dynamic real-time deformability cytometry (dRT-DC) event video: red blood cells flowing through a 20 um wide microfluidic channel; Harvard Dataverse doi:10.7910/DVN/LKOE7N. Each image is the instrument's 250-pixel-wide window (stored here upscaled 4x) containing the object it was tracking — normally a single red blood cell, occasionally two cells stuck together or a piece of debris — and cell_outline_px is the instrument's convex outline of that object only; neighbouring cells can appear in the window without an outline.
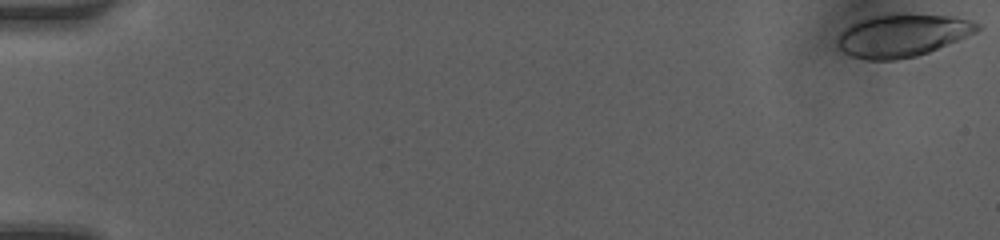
{"species": "human", "species_latin": "Homo sapiens", "temperature_condition": "room temperature", "stored_images_in_passage": 50, "camera_frame_rate_fps": 3000, "um_per_image_px": 0.085, "donor": {"sex": "female"}, "frame": {"image": 1, "passage_image": 1, "time_ms": 0.0, "image_size_px": [1000, 240], "cell_outline_px": [[980, 28], [976, 32], [928, 52], [916, 56], [896, 60], [864, 60], [852, 56], [844, 52], [836, 44], [836, 40], [840, 32], [852, 24], [860, 20], [872, 16], [900, 12], [952, 16], [968, 20], [980, 24]], "centroid_in_image_um": [76.67, 2.99], "position_along_channel_um": 8.3, "area_um2": 34.91}}
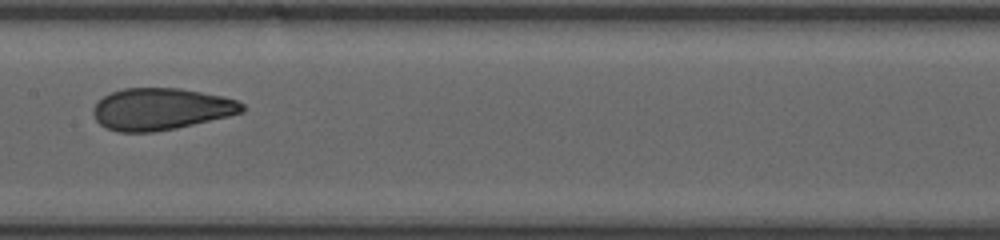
{"frame": {"image": 2, "passage_image": 27, "time_ms": 8.667, "image_size_px": [1000, 240], "cell_outline_px": [[244, 112], [228, 116], [176, 128], [152, 132], [120, 132], [108, 128], [100, 124], [96, 120], [92, 112], [92, 108], [104, 96], [112, 92], [124, 88], [180, 88], [224, 96], [236, 100], [244, 104]], "centroid_in_image_um": [13.69, 9.26], "position_along_channel_um": 193.7, "area_um2": 36.18}}
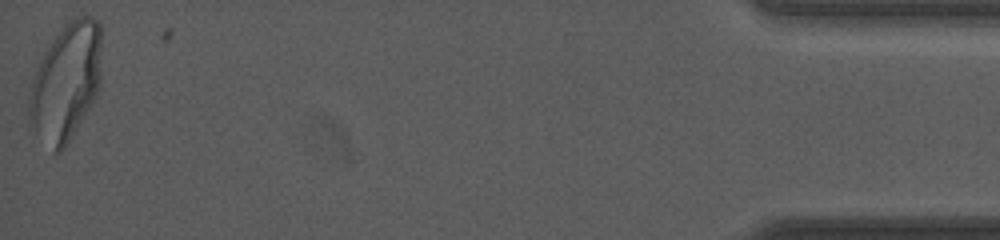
{"frame": {"image": 3, "passage_image": 50, "time_ms": 16.333, "image_size_px": [1000, 240], "cell_outline_px": [[100, 88], [92, 104], [72, 136], [64, 148], [60, 152], [52, 152], [28, 128], [28, 96], [32, 80], [40, 60], [48, 44], [64, 24], [76, 16], [92, 16], [100, 20]], "centroid_in_image_um": [5.57, 7.0], "position_along_channel_um": 429.6, "area_um2": 50.34}, "authors_computed_cell_mechanics": {"area_um2": 36.5296, "velocity_mm_per_s": 4.1912, "shape_relaxation_time_tau1_ms": 6.649, "shape_relaxation_time_tau2_ms": 0.8949, "deformation_change_tau1": 0.1938, "deformation_change_tau2": 0.0725}}